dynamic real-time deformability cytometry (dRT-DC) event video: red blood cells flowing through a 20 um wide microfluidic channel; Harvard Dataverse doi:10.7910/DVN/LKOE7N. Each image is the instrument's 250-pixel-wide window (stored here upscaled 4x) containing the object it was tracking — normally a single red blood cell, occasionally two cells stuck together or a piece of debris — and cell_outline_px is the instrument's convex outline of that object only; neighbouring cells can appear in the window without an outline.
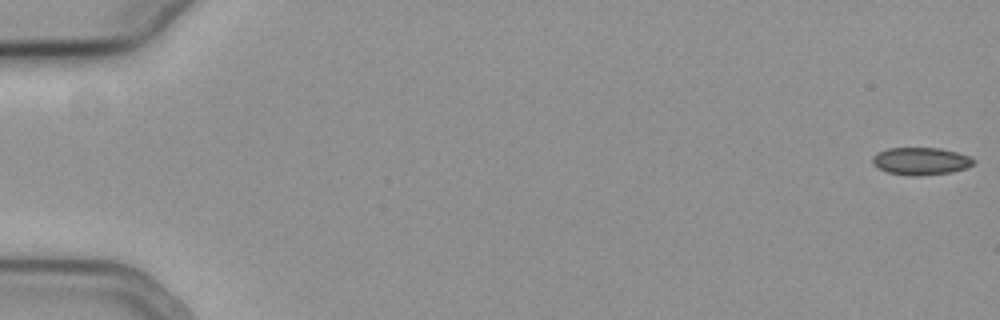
{"species": "common noctule bat (a hibernating species)", "species_latin": "Nyctalus noctula", "temperature_condition": "cold", "stored_images_in_passage": 23, "camera_frame_rate_fps": 3000, "um_per_image_px": 0.085, "animal": {"sex": "female", "body_mass_g": 19.3, "forearm_length_mm": 54.1}, "frame": {"image": 1, "passage_image": 1, "time_ms": 0.0, "image_size_px": [1000, 320], "cell_outline_px": [[976, 160], [968, 168], [952, 172], [920, 176], [912, 176], [888, 172], [872, 164], [872, 156], [876, 152], [888, 148], [940, 148], [956, 152], [968, 156]], "centroid_in_image_um": [78.26, 13.7], "position_along_channel_um": 6.7, "area_um2": 16.24}}
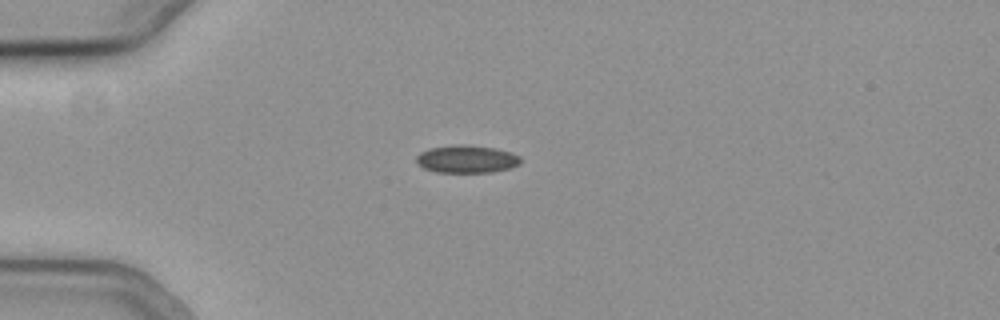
{"frame": {"image": 2, "passage_image": 16, "time_ms": 5.0, "image_size_px": [1000, 320], "cell_outline_px": [[520, 164], [512, 168], [492, 172], [436, 172], [424, 168], [416, 164], [416, 156], [420, 152], [432, 148], [492, 148], [512, 152], [520, 156]], "centroid_in_image_um": [39.7, 13.59], "position_along_channel_um": 45.3, "area_um2": 15.9}}
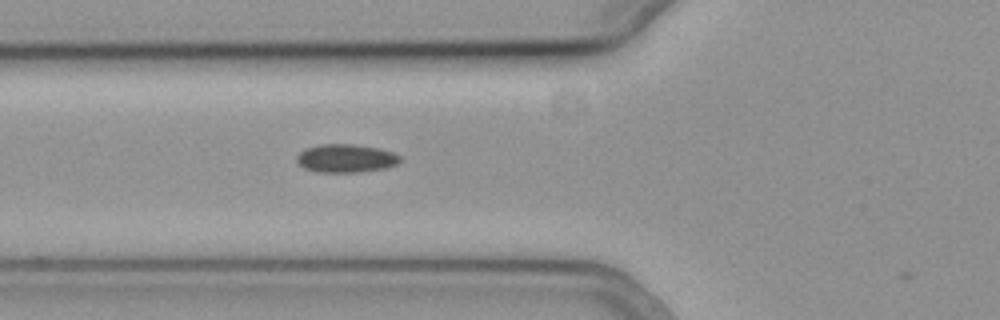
{"frame": {"image": 3, "passage_image": 22, "time_ms": 7.0, "image_size_px": [1000, 320], "cell_outline_px": [[400, 160], [396, 164], [384, 168], [360, 172], [316, 172], [304, 168], [296, 160], [296, 156], [304, 148], [320, 144], [352, 144], [380, 148], [392, 152], [400, 156]], "centroid_in_image_um": [29.37, 13.45], "position_along_channel_um": 96.4, "area_um2": 17.05}}